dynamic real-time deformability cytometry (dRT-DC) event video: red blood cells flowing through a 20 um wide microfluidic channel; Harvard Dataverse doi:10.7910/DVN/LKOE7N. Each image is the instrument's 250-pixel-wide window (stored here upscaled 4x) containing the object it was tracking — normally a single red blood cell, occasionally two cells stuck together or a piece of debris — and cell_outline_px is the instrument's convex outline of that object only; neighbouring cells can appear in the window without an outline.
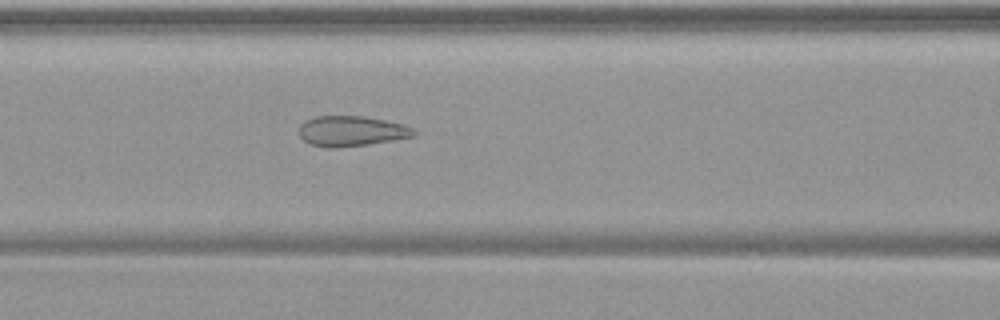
{"species": "common noctule bat (a hibernating species)", "species_latin": "Nyctalus noctula", "temperature_condition": "warm", "stored_images_in_passage": 55, "camera_frame_rate_fps": 3000, "um_per_image_px": 0.085, "animal": {"sex": "female", "body_mass_g": 19.9}, "frame": {"image": 1, "passage_image": 24, "time_ms": 7.667, "image_size_px": [1000, 320], "cell_outline_px": [[416, 136], [368, 144], [336, 148], [328, 148], [312, 144], [304, 140], [300, 136], [300, 124], [304, 120], [316, 116], [364, 116], [404, 124], [412, 128], [416, 132]], "centroid_in_image_um": [29.87, 11.14], "position_along_channel_um": 136.7, "area_um2": 20.23}}
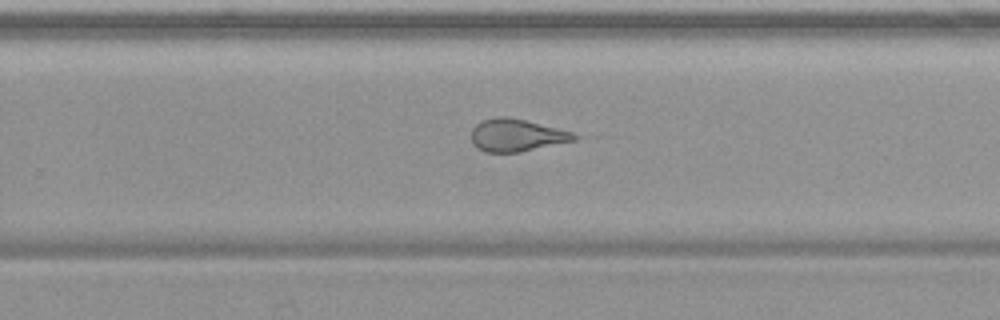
{"frame": {"image": 2, "passage_image": 36, "time_ms": 11.667, "image_size_px": [1000, 320], "cell_outline_px": [[584, 136], [576, 140], [516, 152], [484, 152], [472, 140], [472, 128], [480, 120], [496, 116], [508, 116], [572, 132]], "centroid_in_image_um": [43.93, 11.47], "position_along_channel_um": 285.9, "area_um2": 19.25}}
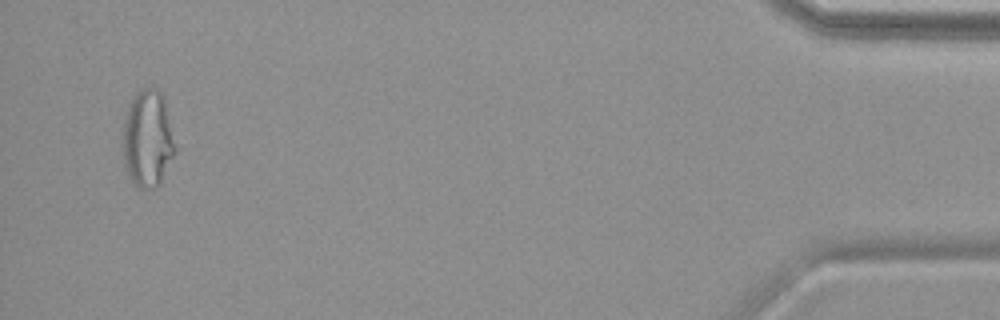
{"frame": {"image": 3, "passage_image": 53, "time_ms": 17.333, "image_size_px": [1000, 320], "cell_outline_px": [[176, 152], [160, 184], [156, 188], [140, 188], [128, 176], [124, 164], [124, 120], [128, 104], [132, 96], [144, 88], [156, 88], [164, 96], [176, 148]], "centroid_in_image_um": [12.57, 11.79], "position_along_channel_um": 422.6, "area_um2": 29.59}, "authors_computed_cell_mechanics": {"area_um2": 24.9696, "velocity_mm_per_s": 3.7457, "shape_relaxation_time_tau1_ms": null, "shape_relaxation_time_tau2_ms": 1.2399, "deformation_change_tau1": null, "deformation_change_tau2": 0.0828}}